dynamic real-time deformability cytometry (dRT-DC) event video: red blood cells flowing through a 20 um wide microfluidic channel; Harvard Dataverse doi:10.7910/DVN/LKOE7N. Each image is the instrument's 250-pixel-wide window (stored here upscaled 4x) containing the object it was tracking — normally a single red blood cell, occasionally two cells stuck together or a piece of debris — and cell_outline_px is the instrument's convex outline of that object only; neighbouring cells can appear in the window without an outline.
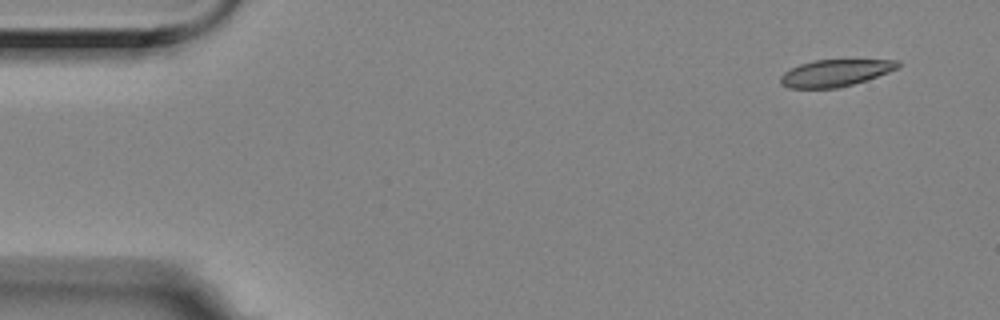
{"species": "Egyptian fruit bat (a non-hibernating species)", "species_latin": "Rousettus aegyptiacus", "temperature_condition": "room temperature", "stored_images_in_passage": 3, "camera_frame_rate_fps": 3000, "um_per_image_px": 0.085, "animal": {"sex": "female"}, "frame": {"image": 1, "passage_image": 1, "time_ms": 0.0, "image_size_px": [1000, 320], "cell_outline_px": [[900, 68], [840, 88], [788, 88], [780, 84], [780, 76], [784, 72], [800, 64], [812, 60], [900, 60]], "centroid_in_image_um": [70.98, 6.2], "position_along_channel_um": 14.0, "area_um2": 18.32}}